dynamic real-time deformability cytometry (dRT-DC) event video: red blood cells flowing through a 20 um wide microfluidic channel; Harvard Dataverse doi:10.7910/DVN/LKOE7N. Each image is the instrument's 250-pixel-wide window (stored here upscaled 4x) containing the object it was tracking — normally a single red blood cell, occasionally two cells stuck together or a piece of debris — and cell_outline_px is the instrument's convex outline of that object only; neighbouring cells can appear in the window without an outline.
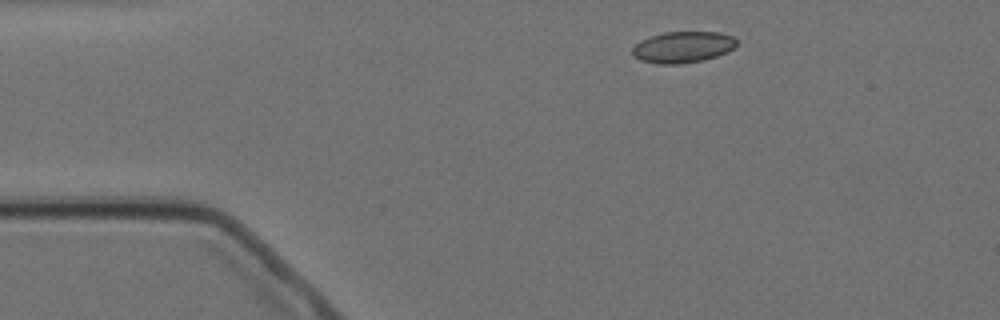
{"species": "Egyptian fruit bat (a non-hibernating species)", "species_latin": "Rousettus aegyptiacus", "temperature_condition": "cold", "stored_images_in_passage": 3, "camera_frame_rate_fps": 3000, "um_per_image_px": 0.085, "animal": {"sex": "female"}, "frame": {"image": 1, "passage_image": 1, "time_ms": 0.0, "image_size_px": [1000, 320], "cell_outline_px": [[736, 48], [728, 52], [716, 56], [700, 60], [680, 64], [660, 64], [640, 60], [632, 56], [632, 48], [640, 40], [664, 32], [720, 32], [732, 36], [736, 40]], "centroid_in_image_um": [58.04, 4.0], "position_along_channel_um": 27.0, "area_um2": 19.02}}